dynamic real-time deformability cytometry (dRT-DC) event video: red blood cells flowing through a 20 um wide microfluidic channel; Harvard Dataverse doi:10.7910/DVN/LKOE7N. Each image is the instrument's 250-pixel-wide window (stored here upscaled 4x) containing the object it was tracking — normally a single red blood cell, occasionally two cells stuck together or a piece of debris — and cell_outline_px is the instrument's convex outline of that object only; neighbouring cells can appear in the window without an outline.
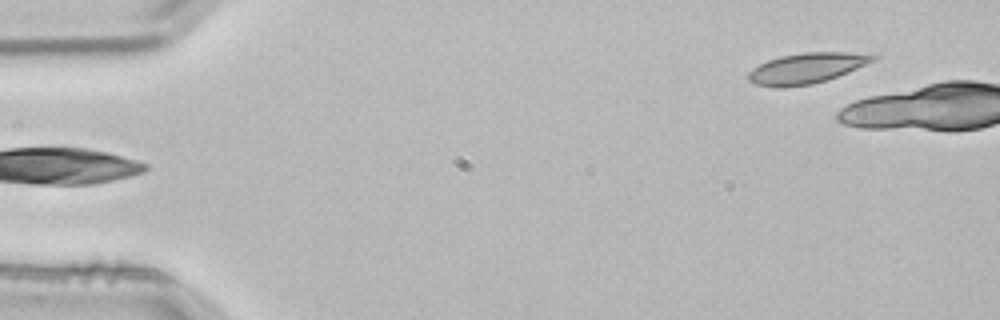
{"species": "common noctule bat (a hibernating species)", "species_latin": "Nyctalus noctula", "temperature_condition": "room temperature", "stored_images_in_passage": 3, "camera_frame_rate_fps": 3000, "um_per_image_px": 0.085, "animal": {"sex": "male", "body_mass_g": 21.5, "forearm_length_mm": 52.0}, "frame": {"image": 1, "passage_image": 3, "time_ms": 0.667, "image_size_px": [1000, 320], "cell_outline_px": [[880, 56], [876, 60], [836, 76], [812, 84], [780, 88], [756, 84], [748, 80], [748, 72], [752, 68], [768, 60], [780, 56], [804, 52], [844, 52]], "centroid_in_image_um": [68.51, 5.79], "position_along_channel_um": 16.5, "area_um2": 21.85}}